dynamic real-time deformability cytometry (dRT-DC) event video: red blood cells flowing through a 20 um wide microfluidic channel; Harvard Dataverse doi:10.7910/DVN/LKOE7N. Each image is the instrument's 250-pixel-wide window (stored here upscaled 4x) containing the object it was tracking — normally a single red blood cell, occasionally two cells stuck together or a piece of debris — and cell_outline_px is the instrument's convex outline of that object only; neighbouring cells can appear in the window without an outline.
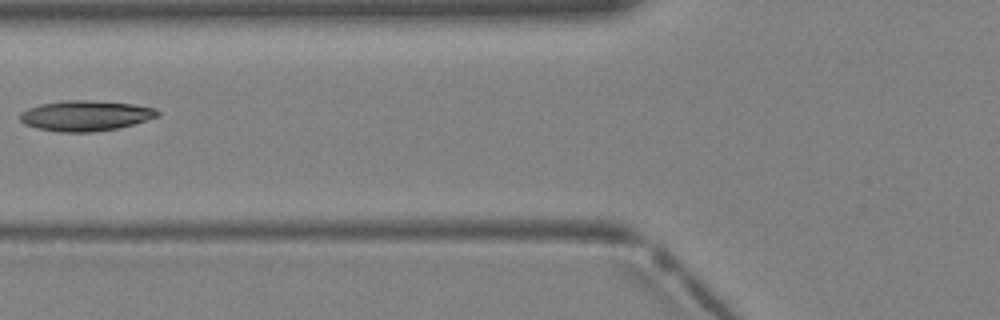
{"species": "Egyptian fruit bat (a non-hibernating species)", "species_latin": "Rousettus aegyptiacus", "temperature_condition": "warm", "stored_images_in_passage": 4, "camera_frame_rate_fps": 3000, "um_per_image_px": 0.085, "animal": {"sex": "female"}, "frame": {"image": 1, "passage_image": 4, "time_ms": 1.0, "image_size_px": [1000, 320], "cell_outline_px": [[160, 112], [156, 116], [132, 124], [116, 128], [92, 132], [60, 132], [36, 128], [24, 124], [20, 120], [20, 112], [28, 108], [40, 104], [64, 100], [92, 100], [132, 104], [156, 108]], "centroid_in_image_um": [7.21, 9.83], "position_along_channel_um": 118.6, "area_um2": 24.22}}